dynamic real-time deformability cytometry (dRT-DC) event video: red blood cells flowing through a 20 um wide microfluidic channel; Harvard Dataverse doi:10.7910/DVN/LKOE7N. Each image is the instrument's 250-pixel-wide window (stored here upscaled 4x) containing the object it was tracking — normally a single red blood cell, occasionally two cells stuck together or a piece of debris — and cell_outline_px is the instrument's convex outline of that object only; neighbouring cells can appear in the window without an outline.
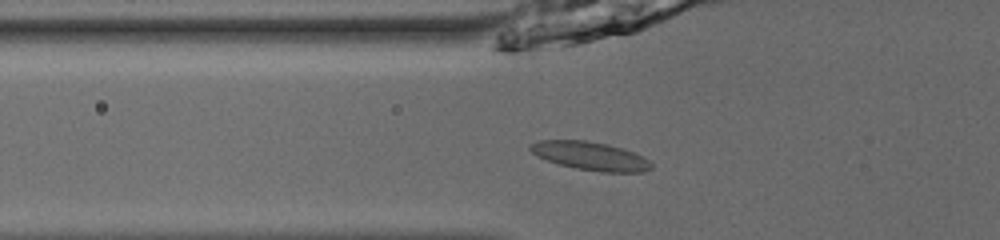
{"species": "common noctule bat (a hibernating species)", "species_latin": "Nyctalus noctula", "temperature_condition": "room temperature", "stored_images_in_passage": 37, "camera_frame_rate_fps": 3000, "um_per_image_px": 0.085, "animal": {"sex": "male", "body_mass_g": 13.0, "forearm_length_mm": 53.1}, "frame": {"image": 1, "passage_image": 5, "time_ms": 1.333, "image_size_px": [1000, 240], "cell_outline_px": [[652, 168], [644, 172], [600, 172], [576, 168], [560, 164], [536, 156], [528, 148], [532, 144], [540, 140], [588, 140], [620, 148], [632, 152], [648, 160], [652, 164]], "centroid_in_image_um": [50.17, 13.26], "position_along_channel_um": 75.6, "area_um2": 19.71}}
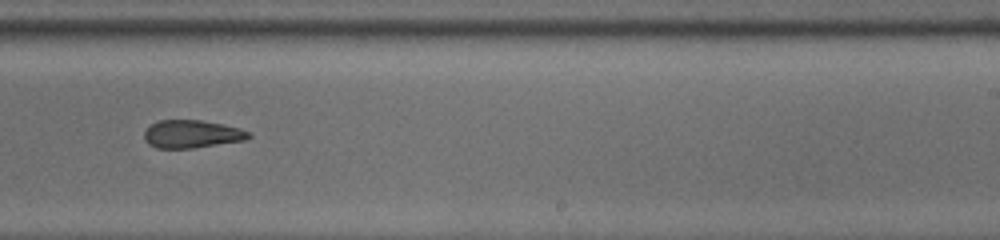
{"frame": {"image": 2, "passage_image": 20, "time_ms": 6.333, "image_size_px": [1000, 240], "cell_outline_px": [[252, 136], [244, 140], [192, 148], [156, 148], [148, 144], [144, 140], [144, 132], [152, 124], [160, 120], [200, 120], [240, 128], [252, 132]], "centroid_in_image_um": [16.3, 11.4], "position_along_channel_um": 272.7, "area_um2": 16.88}}
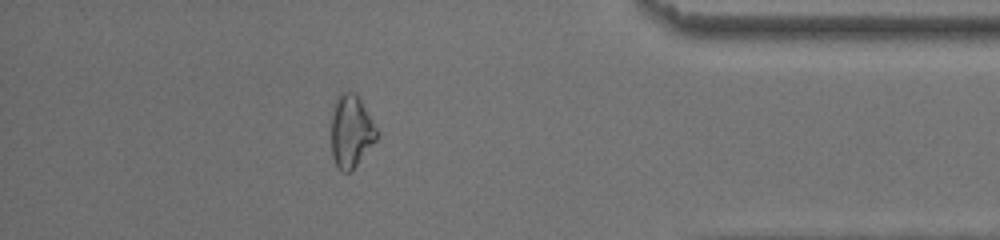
{"frame": {"image": 3, "passage_image": 32, "time_ms": 10.333, "image_size_px": [1000, 240], "cell_outline_px": [[376, 140], [352, 172], [340, 172], [332, 156], [332, 104], [340, 92], [352, 92], [360, 100], [376, 128]], "centroid_in_image_um": [29.81, 11.19], "position_along_channel_um": 405.4, "area_um2": 19.07}, "authors_computed_cell_mechanics": {"area_um2": 18.6116, "velocity_mm_per_s": 3.9218, "shape_relaxation_time_tau1_ms": null, "shape_relaxation_time_tau2_ms": 2.4303, "deformation_change_tau1": null, "deformation_change_tau2": 0.0931}}